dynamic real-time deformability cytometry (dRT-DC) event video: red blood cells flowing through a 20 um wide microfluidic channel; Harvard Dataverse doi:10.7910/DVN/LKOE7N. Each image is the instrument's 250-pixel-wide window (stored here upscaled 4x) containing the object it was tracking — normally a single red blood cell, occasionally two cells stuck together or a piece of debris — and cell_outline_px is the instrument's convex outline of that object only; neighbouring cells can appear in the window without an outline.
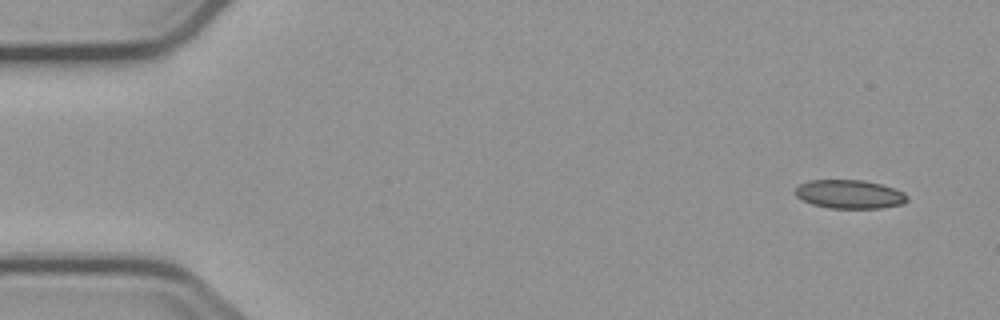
{"species": "common noctule bat (a hibernating species)", "species_latin": "Nyctalus noctula", "temperature_condition": "cold", "stored_images_in_passage": 9, "camera_frame_rate_fps": 3000, "um_per_image_px": 0.085, "animal": {"sex": "male", "body_mass_g": 23.1, "forearm_length_mm": 52.7}, "frame": {"image": 1, "passage_image": 1, "time_ms": 0.0, "image_size_px": [1000, 320], "cell_outline_px": [[908, 200], [904, 204], [880, 208], [828, 208], [812, 204], [796, 196], [796, 188], [800, 184], [808, 180], [864, 180], [880, 184], [904, 192], [908, 196]], "centroid_in_image_um": [72.23, 16.51], "position_along_channel_um": 12.8, "area_um2": 18.67}}
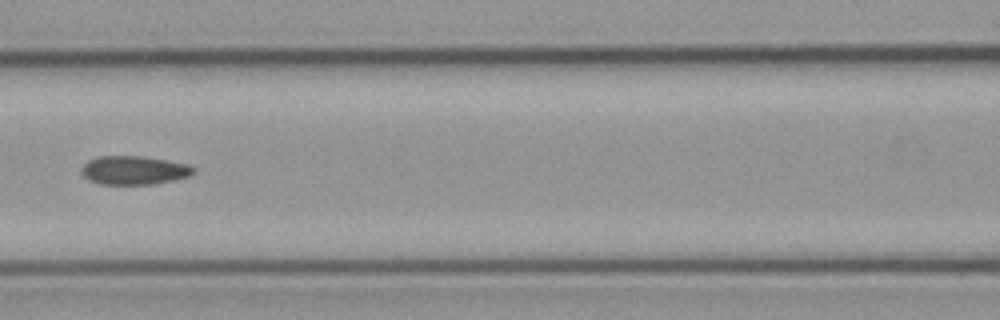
{"frame": {"image": 2, "passage_image": 7, "time_ms": 7.0, "image_size_px": [1000, 320], "cell_outline_px": [[196, 172], [188, 176], [172, 180], [152, 184], [100, 184], [88, 180], [80, 172], [80, 168], [88, 160], [96, 156], [140, 156], [188, 164], [196, 168]], "centroid_in_image_um": [11.35, 14.47], "position_along_channel_um": 155.2, "area_um2": 18.73}}
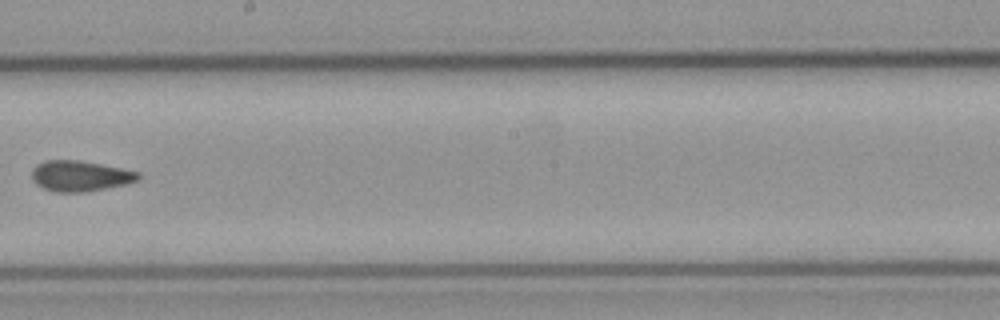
{"frame": {"image": 3, "passage_image": 9, "time_ms": 9.333, "image_size_px": [1000, 320], "cell_outline_px": [[140, 180], [128, 184], [108, 188], [84, 192], [56, 192], [44, 188], [36, 184], [32, 180], [32, 168], [36, 164], [44, 160], [80, 160], [140, 172]], "centroid_in_image_um": [6.82, 14.96], "position_along_channel_um": 241.4, "area_um2": 19.19}}